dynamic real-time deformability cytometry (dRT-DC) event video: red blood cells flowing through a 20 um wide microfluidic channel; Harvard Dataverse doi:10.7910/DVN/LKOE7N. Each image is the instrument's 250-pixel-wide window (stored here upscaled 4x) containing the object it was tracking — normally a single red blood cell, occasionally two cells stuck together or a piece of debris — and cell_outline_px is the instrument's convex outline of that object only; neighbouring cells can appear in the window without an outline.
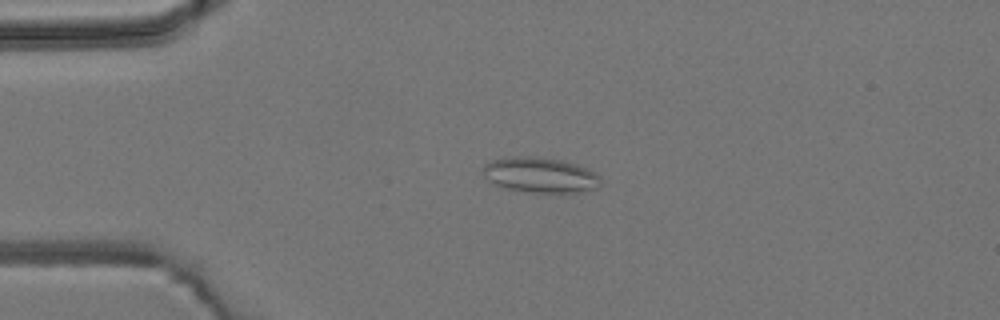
{"species": "common noctule bat (a hibernating species)", "species_latin": "Nyctalus noctula", "temperature_condition": "room temperature", "stored_images_in_passage": 8, "camera_frame_rate_fps": 3000, "um_per_image_px": 0.085, "animal": {"sex": "male", "body_mass_g": 19.2, "forearm_length_mm": 51.8}, "frame": {"image": 1, "passage_image": 4, "time_ms": 3.333, "image_size_px": [1000, 320], "cell_outline_px": [[600, 184], [596, 188], [564, 196], [524, 192], [508, 188], [496, 184], [488, 180], [484, 176], [480, 168], [484, 164], [492, 160], [512, 156], [536, 156], [560, 160], [576, 164], [600, 176]], "centroid_in_image_um": [45.91, 14.92], "position_along_channel_um": 39.1, "area_um2": 24.91}}
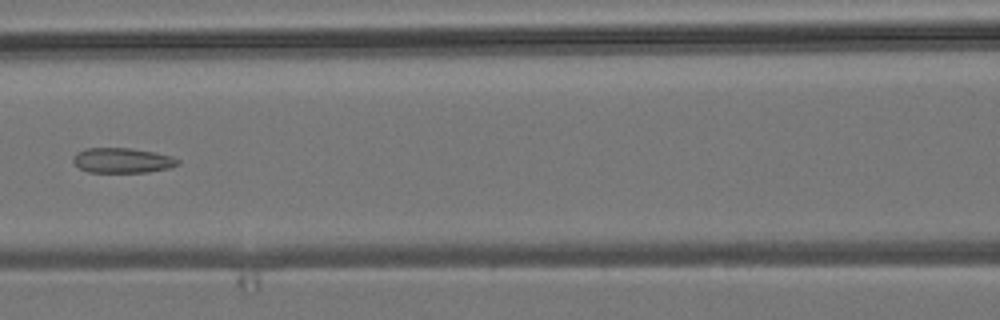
{"frame": {"image": 2, "passage_image": 7, "time_ms": 7.0, "image_size_px": [1000, 320], "cell_outline_px": [[180, 164], [168, 168], [148, 172], [88, 172], [80, 168], [72, 160], [72, 156], [76, 152], [84, 148], [128, 148], [156, 152], [172, 156], [180, 160]], "centroid_in_image_um": [10.4, 13.63], "position_along_channel_um": 156.2, "area_um2": 15.37}}
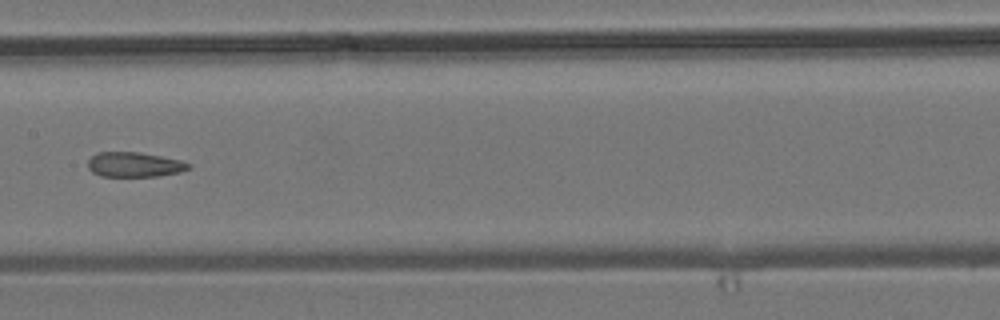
{"frame": {"image": 3, "passage_image": 8, "time_ms": 8.0, "image_size_px": [1000, 320], "cell_outline_px": [[192, 168], [180, 172], [160, 176], [100, 176], [92, 172], [88, 168], [88, 160], [96, 152], [140, 152], [180, 160], [192, 164]], "centroid_in_image_um": [11.44, 13.99], "position_along_channel_um": 196.0, "area_um2": 14.68}}